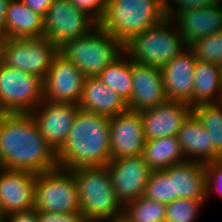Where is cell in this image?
<instances>
[{
    "instance_id": "4dcf8cb0",
    "label": "cell",
    "mask_w": 222,
    "mask_h": 222,
    "mask_svg": "<svg viewBox=\"0 0 222 222\" xmlns=\"http://www.w3.org/2000/svg\"><path fill=\"white\" fill-rule=\"evenodd\" d=\"M189 48L197 61H204L222 67V31L192 43Z\"/></svg>"
},
{
    "instance_id": "d6986e66",
    "label": "cell",
    "mask_w": 222,
    "mask_h": 222,
    "mask_svg": "<svg viewBox=\"0 0 222 222\" xmlns=\"http://www.w3.org/2000/svg\"><path fill=\"white\" fill-rule=\"evenodd\" d=\"M171 21L187 47L195 41L222 31V6L210 5L183 11Z\"/></svg>"
},
{
    "instance_id": "60d3db41",
    "label": "cell",
    "mask_w": 222,
    "mask_h": 222,
    "mask_svg": "<svg viewBox=\"0 0 222 222\" xmlns=\"http://www.w3.org/2000/svg\"><path fill=\"white\" fill-rule=\"evenodd\" d=\"M0 222H8L5 216H0Z\"/></svg>"
},
{
    "instance_id": "e575fe53",
    "label": "cell",
    "mask_w": 222,
    "mask_h": 222,
    "mask_svg": "<svg viewBox=\"0 0 222 222\" xmlns=\"http://www.w3.org/2000/svg\"><path fill=\"white\" fill-rule=\"evenodd\" d=\"M38 222H84L80 212L53 213L37 211Z\"/></svg>"
},
{
    "instance_id": "e0dca14e",
    "label": "cell",
    "mask_w": 222,
    "mask_h": 222,
    "mask_svg": "<svg viewBox=\"0 0 222 222\" xmlns=\"http://www.w3.org/2000/svg\"><path fill=\"white\" fill-rule=\"evenodd\" d=\"M131 70L133 90L127 101L128 110L142 112L168 100L160 67L141 65L131 61Z\"/></svg>"
},
{
    "instance_id": "30bf717a",
    "label": "cell",
    "mask_w": 222,
    "mask_h": 222,
    "mask_svg": "<svg viewBox=\"0 0 222 222\" xmlns=\"http://www.w3.org/2000/svg\"><path fill=\"white\" fill-rule=\"evenodd\" d=\"M98 24L69 0H53L44 15V36L60 50L69 41L89 33Z\"/></svg>"
},
{
    "instance_id": "ba28073f",
    "label": "cell",
    "mask_w": 222,
    "mask_h": 222,
    "mask_svg": "<svg viewBox=\"0 0 222 222\" xmlns=\"http://www.w3.org/2000/svg\"><path fill=\"white\" fill-rule=\"evenodd\" d=\"M34 208L40 212H80L78 190L72 170L57 167L36 174Z\"/></svg>"
},
{
    "instance_id": "9a60e30c",
    "label": "cell",
    "mask_w": 222,
    "mask_h": 222,
    "mask_svg": "<svg viewBox=\"0 0 222 222\" xmlns=\"http://www.w3.org/2000/svg\"><path fill=\"white\" fill-rule=\"evenodd\" d=\"M145 141L141 112L127 110L110 118L111 159L142 155Z\"/></svg>"
},
{
    "instance_id": "5bb4252c",
    "label": "cell",
    "mask_w": 222,
    "mask_h": 222,
    "mask_svg": "<svg viewBox=\"0 0 222 222\" xmlns=\"http://www.w3.org/2000/svg\"><path fill=\"white\" fill-rule=\"evenodd\" d=\"M36 174L0 167V214L8 216L35 206Z\"/></svg>"
},
{
    "instance_id": "8fae6325",
    "label": "cell",
    "mask_w": 222,
    "mask_h": 222,
    "mask_svg": "<svg viewBox=\"0 0 222 222\" xmlns=\"http://www.w3.org/2000/svg\"><path fill=\"white\" fill-rule=\"evenodd\" d=\"M86 77L82 71L58 52L43 81V100L54 103L80 102Z\"/></svg>"
},
{
    "instance_id": "ab89813d",
    "label": "cell",
    "mask_w": 222,
    "mask_h": 222,
    "mask_svg": "<svg viewBox=\"0 0 222 222\" xmlns=\"http://www.w3.org/2000/svg\"><path fill=\"white\" fill-rule=\"evenodd\" d=\"M214 4L218 6H222V0H214Z\"/></svg>"
},
{
    "instance_id": "9c48e42d",
    "label": "cell",
    "mask_w": 222,
    "mask_h": 222,
    "mask_svg": "<svg viewBox=\"0 0 222 222\" xmlns=\"http://www.w3.org/2000/svg\"><path fill=\"white\" fill-rule=\"evenodd\" d=\"M43 100V81L0 61V113H31Z\"/></svg>"
},
{
    "instance_id": "cb8c5ba5",
    "label": "cell",
    "mask_w": 222,
    "mask_h": 222,
    "mask_svg": "<svg viewBox=\"0 0 222 222\" xmlns=\"http://www.w3.org/2000/svg\"><path fill=\"white\" fill-rule=\"evenodd\" d=\"M193 75L192 108L199 104L219 103L222 97V67L197 61Z\"/></svg>"
},
{
    "instance_id": "52a82bcc",
    "label": "cell",
    "mask_w": 222,
    "mask_h": 222,
    "mask_svg": "<svg viewBox=\"0 0 222 222\" xmlns=\"http://www.w3.org/2000/svg\"><path fill=\"white\" fill-rule=\"evenodd\" d=\"M59 52L45 36L0 39V61L44 81L53 57Z\"/></svg>"
},
{
    "instance_id": "8992f818",
    "label": "cell",
    "mask_w": 222,
    "mask_h": 222,
    "mask_svg": "<svg viewBox=\"0 0 222 222\" xmlns=\"http://www.w3.org/2000/svg\"><path fill=\"white\" fill-rule=\"evenodd\" d=\"M186 48L176 25L168 18L124 44V52L133 63L157 67L167 64Z\"/></svg>"
},
{
    "instance_id": "83f0119b",
    "label": "cell",
    "mask_w": 222,
    "mask_h": 222,
    "mask_svg": "<svg viewBox=\"0 0 222 222\" xmlns=\"http://www.w3.org/2000/svg\"><path fill=\"white\" fill-rule=\"evenodd\" d=\"M166 204L141 196L124 206L129 222H165Z\"/></svg>"
},
{
    "instance_id": "74e56055",
    "label": "cell",
    "mask_w": 222,
    "mask_h": 222,
    "mask_svg": "<svg viewBox=\"0 0 222 222\" xmlns=\"http://www.w3.org/2000/svg\"><path fill=\"white\" fill-rule=\"evenodd\" d=\"M9 0H0V39L5 38V18Z\"/></svg>"
},
{
    "instance_id": "3957f363",
    "label": "cell",
    "mask_w": 222,
    "mask_h": 222,
    "mask_svg": "<svg viewBox=\"0 0 222 222\" xmlns=\"http://www.w3.org/2000/svg\"><path fill=\"white\" fill-rule=\"evenodd\" d=\"M84 222H104L123 215L124 206L112 187L108 166L72 169Z\"/></svg>"
},
{
    "instance_id": "5b68a950",
    "label": "cell",
    "mask_w": 222,
    "mask_h": 222,
    "mask_svg": "<svg viewBox=\"0 0 222 222\" xmlns=\"http://www.w3.org/2000/svg\"><path fill=\"white\" fill-rule=\"evenodd\" d=\"M59 52L85 77H95L124 53V44L98 24L81 38L69 41Z\"/></svg>"
},
{
    "instance_id": "8d00e7d4",
    "label": "cell",
    "mask_w": 222,
    "mask_h": 222,
    "mask_svg": "<svg viewBox=\"0 0 222 222\" xmlns=\"http://www.w3.org/2000/svg\"><path fill=\"white\" fill-rule=\"evenodd\" d=\"M24 5L32 11L38 12L44 16L52 5L53 0H22Z\"/></svg>"
},
{
    "instance_id": "1f68e13d",
    "label": "cell",
    "mask_w": 222,
    "mask_h": 222,
    "mask_svg": "<svg viewBox=\"0 0 222 222\" xmlns=\"http://www.w3.org/2000/svg\"><path fill=\"white\" fill-rule=\"evenodd\" d=\"M210 5H214V0H163V13L171 20L180 12Z\"/></svg>"
},
{
    "instance_id": "4316f807",
    "label": "cell",
    "mask_w": 222,
    "mask_h": 222,
    "mask_svg": "<svg viewBox=\"0 0 222 222\" xmlns=\"http://www.w3.org/2000/svg\"><path fill=\"white\" fill-rule=\"evenodd\" d=\"M192 112L210 134L213 150L222 156V104H199L192 108Z\"/></svg>"
},
{
    "instance_id": "ac0fdd59",
    "label": "cell",
    "mask_w": 222,
    "mask_h": 222,
    "mask_svg": "<svg viewBox=\"0 0 222 222\" xmlns=\"http://www.w3.org/2000/svg\"><path fill=\"white\" fill-rule=\"evenodd\" d=\"M191 113L192 107L188 103L170 100L142 111L145 140L177 136Z\"/></svg>"
},
{
    "instance_id": "2e32d148",
    "label": "cell",
    "mask_w": 222,
    "mask_h": 222,
    "mask_svg": "<svg viewBox=\"0 0 222 222\" xmlns=\"http://www.w3.org/2000/svg\"><path fill=\"white\" fill-rule=\"evenodd\" d=\"M196 62L194 52L187 47L160 67L168 100L188 103L192 107L193 74Z\"/></svg>"
},
{
    "instance_id": "d590c367",
    "label": "cell",
    "mask_w": 222,
    "mask_h": 222,
    "mask_svg": "<svg viewBox=\"0 0 222 222\" xmlns=\"http://www.w3.org/2000/svg\"><path fill=\"white\" fill-rule=\"evenodd\" d=\"M8 222H38L35 208L5 216Z\"/></svg>"
},
{
    "instance_id": "6da1fadb",
    "label": "cell",
    "mask_w": 222,
    "mask_h": 222,
    "mask_svg": "<svg viewBox=\"0 0 222 222\" xmlns=\"http://www.w3.org/2000/svg\"><path fill=\"white\" fill-rule=\"evenodd\" d=\"M0 167L34 174L59 167L30 113H0Z\"/></svg>"
},
{
    "instance_id": "7402d4cb",
    "label": "cell",
    "mask_w": 222,
    "mask_h": 222,
    "mask_svg": "<svg viewBox=\"0 0 222 222\" xmlns=\"http://www.w3.org/2000/svg\"><path fill=\"white\" fill-rule=\"evenodd\" d=\"M166 170L173 176L174 200H206V167L203 163L185 161Z\"/></svg>"
},
{
    "instance_id": "836d02e7",
    "label": "cell",
    "mask_w": 222,
    "mask_h": 222,
    "mask_svg": "<svg viewBox=\"0 0 222 222\" xmlns=\"http://www.w3.org/2000/svg\"><path fill=\"white\" fill-rule=\"evenodd\" d=\"M81 11L90 16L97 24L101 22L106 11L107 0H69Z\"/></svg>"
},
{
    "instance_id": "7c38bea8",
    "label": "cell",
    "mask_w": 222,
    "mask_h": 222,
    "mask_svg": "<svg viewBox=\"0 0 222 222\" xmlns=\"http://www.w3.org/2000/svg\"><path fill=\"white\" fill-rule=\"evenodd\" d=\"M107 166L112 187L123 206L144 194L152 170L143 155L111 159Z\"/></svg>"
},
{
    "instance_id": "ffe728a7",
    "label": "cell",
    "mask_w": 222,
    "mask_h": 222,
    "mask_svg": "<svg viewBox=\"0 0 222 222\" xmlns=\"http://www.w3.org/2000/svg\"><path fill=\"white\" fill-rule=\"evenodd\" d=\"M177 137L186 161L205 164L219 160L220 156L213 150L210 134L193 112L183 123Z\"/></svg>"
},
{
    "instance_id": "4fadbf2b",
    "label": "cell",
    "mask_w": 222,
    "mask_h": 222,
    "mask_svg": "<svg viewBox=\"0 0 222 222\" xmlns=\"http://www.w3.org/2000/svg\"><path fill=\"white\" fill-rule=\"evenodd\" d=\"M79 105L75 103L42 102L30 113L40 133L57 153L68 138Z\"/></svg>"
},
{
    "instance_id": "277c9868",
    "label": "cell",
    "mask_w": 222,
    "mask_h": 222,
    "mask_svg": "<svg viewBox=\"0 0 222 222\" xmlns=\"http://www.w3.org/2000/svg\"><path fill=\"white\" fill-rule=\"evenodd\" d=\"M163 0H107L99 25L123 44L165 19Z\"/></svg>"
},
{
    "instance_id": "44dd1931",
    "label": "cell",
    "mask_w": 222,
    "mask_h": 222,
    "mask_svg": "<svg viewBox=\"0 0 222 222\" xmlns=\"http://www.w3.org/2000/svg\"><path fill=\"white\" fill-rule=\"evenodd\" d=\"M78 105L80 110L109 118L128 110L127 102L97 76L86 77Z\"/></svg>"
},
{
    "instance_id": "f546056e",
    "label": "cell",
    "mask_w": 222,
    "mask_h": 222,
    "mask_svg": "<svg viewBox=\"0 0 222 222\" xmlns=\"http://www.w3.org/2000/svg\"><path fill=\"white\" fill-rule=\"evenodd\" d=\"M206 200L179 198L166 204L165 222H197Z\"/></svg>"
},
{
    "instance_id": "484cf974",
    "label": "cell",
    "mask_w": 222,
    "mask_h": 222,
    "mask_svg": "<svg viewBox=\"0 0 222 222\" xmlns=\"http://www.w3.org/2000/svg\"><path fill=\"white\" fill-rule=\"evenodd\" d=\"M106 86L117 92L126 102L132 95L131 60L124 52L109 64L98 76Z\"/></svg>"
},
{
    "instance_id": "d6a6232c",
    "label": "cell",
    "mask_w": 222,
    "mask_h": 222,
    "mask_svg": "<svg viewBox=\"0 0 222 222\" xmlns=\"http://www.w3.org/2000/svg\"><path fill=\"white\" fill-rule=\"evenodd\" d=\"M206 167V202L214 193L222 196V164L219 161L207 162Z\"/></svg>"
},
{
    "instance_id": "b9f144b4",
    "label": "cell",
    "mask_w": 222,
    "mask_h": 222,
    "mask_svg": "<svg viewBox=\"0 0 222 222\" xmlns=\"http://www.w3.org/2000/svg\"><path fill=\"white\" fill-rule=\"evenodd\" d=\"M222 164V156L218 160Z\"/></svg>"
},
{
    "instance_id": "7a4b0ae2",
    "label": "cell",
    "mask_w": 222,
    "mask_h": 222,
    "mask_svg": "<svg viewBox=\"0 0 222 222\" xmlns=\"http://www.w3.org/2000/svg\"><path fill=\"white\" fill-rule=\"evenodd\" d=\"M57 159L58 166L68 170L107 166L111 160L110 118L79 109Z\"/></svg>"
},
{
    "instance_id": "f35d334b",
    "label": "cell",
    "mask_w": 222,
    "mask_h": 222,
    "mask_svg": "<svg viewBox=\"0 0 222 222\" xmlns=\"http://www.w3.org/2000/svg\"><path fill=\"white\" fill-rule=\"evenodd\" d=\"M104 222H129V221H128V219L125 216L122 215L120 217L113 218L111 220L104 221Z\"/></svg>"
},
{
    "instance_id": "603a6c76",
    "label": "cell",
    "mask_w": 222,
    "mask_h": 222,
    "mask_svg": "<svg viewBox=\"0 0 222 222\" xmlns=\"http://www.w3.org/2000/svg\"><path fill=\"white\" fill-rule=\"evenodd\" d=\"M44 16L32 11L22 0H9L5 18V38L44 36Z\"/></svg>"
},
{
    "instance_id": "f1b7e54d",
    "label": "cell",
    "mask_w": 222,
    "mask_h": 222,
    "mask_svg": "<svg viewBox=\"0 0 222 222\" xmlns=\"http://www.w3.org/2000/svg\"><path fill=\"white\" fill-rule=\"evenodd\" d=\"M143 196L165 204L174 201L173 176L166 169L152 171Z\"/></svg>"
},
{
    "instance_id": "d4e9b609",
    "label": "cell",
    "mask_w": 222,
    "mask_h": 222,
    "mask_svg": "<svg viewBox=\"0 0 222 222\" xmlns=\"http://www.w3.org/2000/svg\"><path fill=\"white\" fill-rule=\"evenodd\" d=\"M142 155L152 171L164 170L186 161L177 136L146 140Z\"/></svg>"
}]
</instances>
